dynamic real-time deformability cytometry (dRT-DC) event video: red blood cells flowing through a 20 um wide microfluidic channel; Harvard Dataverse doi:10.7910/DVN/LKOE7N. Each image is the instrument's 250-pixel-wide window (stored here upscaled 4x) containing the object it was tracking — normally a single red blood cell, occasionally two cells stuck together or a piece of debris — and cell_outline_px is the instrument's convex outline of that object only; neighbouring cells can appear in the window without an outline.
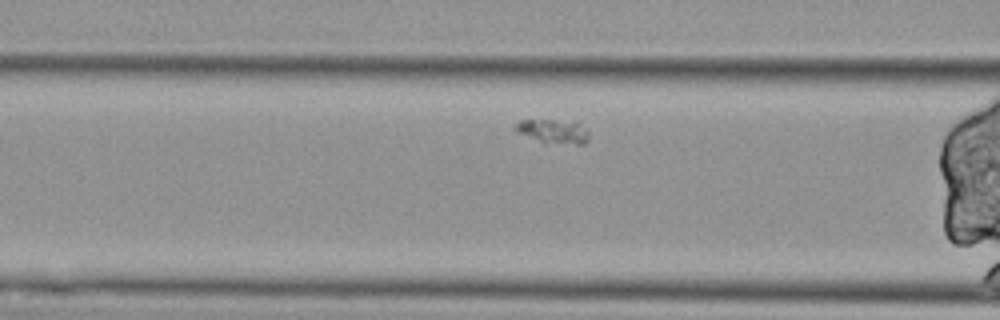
{"species": "Egyptian fruit bat (a non-hibernating species)", "species_latin": "Rousettus aegyptiacus", "temperature_condition": "cold", "stored_images_in_passage": 37, "camera_frame_rate_fps": 3000, "um_per_image_px": 0.085, "animal": {"sex": "female"}, "frame": {"image": 1, "passage_image": 11, "time_ms": 3.333, "image_size_px": [1000, 320], "cell_outline_px": [[588, 140], [584, 144], [544, 144], [512, 132], [512, 128], [520, 120], [576, 120], [588, 128]], "centroid_in_image_um": [47.0, 11.17], "position_along_channel_um": 119.6, "area_um2": 11.16}}
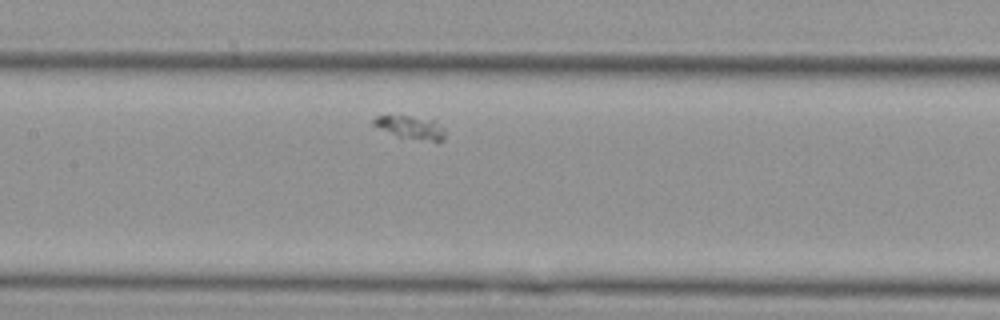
{"frame": {"image": 2, "passage_image": 16, "time_ms": 5.0, "image_size_px": [1000, 320], "cell_outline_px": [[444, 140], [436, 144], [400, 140], [372, 124], [372, 120], [376, 116], [388, 112], [436, 120], [444, 128]], "centroid_in_image_um": [34.88, 10.87], "position_along_channel_um": 172.5, "area_um2": 11.16}}